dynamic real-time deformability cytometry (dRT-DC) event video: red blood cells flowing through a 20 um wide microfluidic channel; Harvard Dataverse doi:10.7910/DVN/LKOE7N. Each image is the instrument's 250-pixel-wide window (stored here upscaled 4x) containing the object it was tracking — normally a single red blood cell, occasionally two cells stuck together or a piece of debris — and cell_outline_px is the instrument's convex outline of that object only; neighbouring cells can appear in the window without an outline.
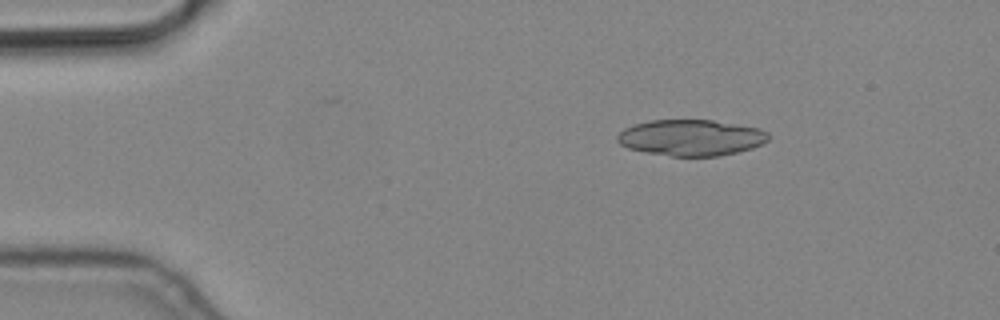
{"species": "common noctule bat (a hibernating species)", "species_latin": "Nyctalus noctula", "temperature_condition": "cold", "stored_images_in_passage": 7, "segment_of_instrument_passage": [1, 2], "camera_frame_rate_fps": 3000, "um_per_image_px": 0.085, "animal": {"sex": "male", "body_mass_g": 19.2, "forearm_length_mm": 51.8}, "frame": {"image": 1, "passage_image": 3, "time_ms": 0.667, "image_size_px": [1000, 320], "cell_outline_px": [[768, 140], [752, 148], [720, 156], [672, 156], [644, 152], [628, 148], [620, 144], [616, 140], [616, 136], [624, 128], [636, 124], [652, 120], [712, 120], [760, 128], [768, 132]], "centroid_in_image_um": [58.72, 11.7], "position_along_channel_um": 26.3, "area_um2": 31.73}}